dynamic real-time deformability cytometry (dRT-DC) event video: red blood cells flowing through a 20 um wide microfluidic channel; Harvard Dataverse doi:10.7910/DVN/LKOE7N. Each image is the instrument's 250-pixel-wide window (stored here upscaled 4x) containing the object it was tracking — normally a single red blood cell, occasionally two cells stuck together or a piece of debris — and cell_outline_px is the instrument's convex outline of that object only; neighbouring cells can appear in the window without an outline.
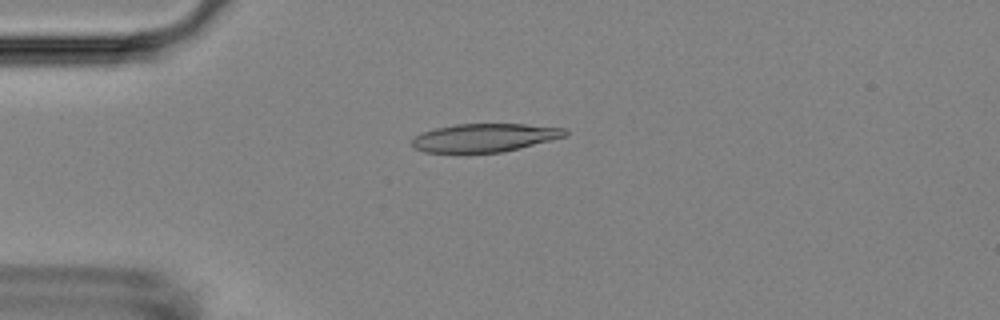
{"species": "Egyptian fruit bat (a non-hibernating species)", "species_latin": "Rousettus aegyptiacus", "temperature_condition": "room temperature", "stored_images_in_passage": 10, "camera_frame_rate_fps": 3000, "um_per_image_px": 0.085, "animal": {"sex": "female"}, "frame": {"image": 1, "passage_image": 4, "time_ms": 1.0, "image_size_px": [1000, 320], "cell_outline_px": [[568, 136], [504, 152], [424, 152], [412, 148], [412, 140], [416, 136], [424, 132], [436, 128], [456, 124], [524, 124], [564, 128], [568, 132]], "centroid_in_image_um": [41.22, 11.7], "position_along_channel_um": 43.8, "area_um2": 25.14}}